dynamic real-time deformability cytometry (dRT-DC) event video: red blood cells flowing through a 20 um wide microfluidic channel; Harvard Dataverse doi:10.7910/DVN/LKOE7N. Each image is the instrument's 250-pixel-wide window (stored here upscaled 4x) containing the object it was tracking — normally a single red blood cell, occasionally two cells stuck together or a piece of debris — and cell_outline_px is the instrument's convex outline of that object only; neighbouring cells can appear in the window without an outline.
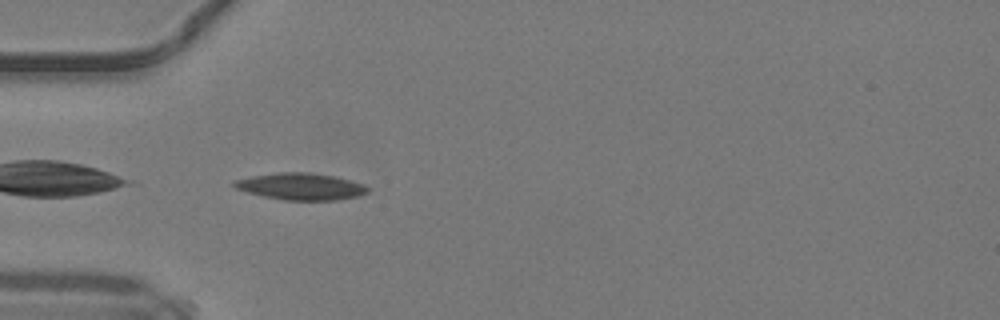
{"species": "common noctule bat (a hibernating species)", "species_latin": "Nyctalus noctula", "temperature_condition": "warm", "stored_images_in_passage": 7, "camera_frame_rate_fps": 3000, "um_per_image_px": 0.085, "animal": {"sex": "male", "body_mass_g": 19.2, "forearm_length_mm": 51.8}, "frame": {"image": 1, "passage_image": 1, "time_ms": 0.0, "image_size_px": [1000, 320], "cell_outline_px": [[368, 192], [360, 196], [336, 200], [284, 200], [264, 196], [248, 192], [236, 188], [232, 184], [236, 180], [252, 176], [280, 172], [308, 172], [332, 176], [364, 184], [368, 188]], "centroid_in_image_um": [25.59, 15.85], "position_along_channel_um": 59.4, "area_um2": 20.58}}
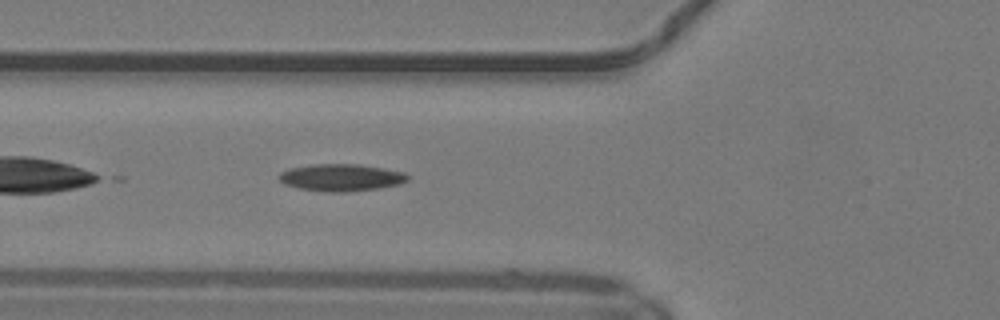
{"frame": {"image": 2, "passage_image": 4, "time_ms": 1.0, "image_size_px": [1000, 320], "cell_outline_px": [[408, 180], [400, 184], [380, 188], [348, 192], [324, 192], [300, 188], [284, 184], [276, 176], [280, 172], [288, 168], [312, 164], [360, 164], [384, 168], [404, 172], [408, 176]], "centroid_in_image_um": [28.98, 15.09], "position_along_channel_um": 96.8, "area_um2": 20.58}}